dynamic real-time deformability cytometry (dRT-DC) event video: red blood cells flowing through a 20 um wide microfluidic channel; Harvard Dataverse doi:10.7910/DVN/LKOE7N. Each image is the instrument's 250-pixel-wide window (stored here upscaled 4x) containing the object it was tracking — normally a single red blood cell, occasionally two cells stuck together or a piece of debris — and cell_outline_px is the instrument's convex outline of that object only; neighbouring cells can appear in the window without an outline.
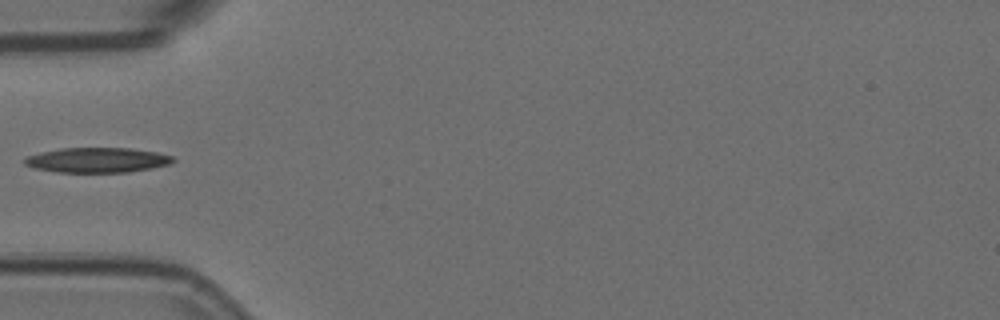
{"species": "Egyptian fruit bat (a non-hibernating species)", "species_latin": "Rousettus aegyptiacus", "temperature_condition": "room temperature", "stored_images_in_passage": 5, "camera_frame_rate_fps": 3000, "um_per_image_px": 0.085, "animal": {"sex": "female"}, "frame": {"image": 1, "passage_image": 5, "time_ms": 1.333, "image_size_px": [1000, 320], "cell_outline_px": [[176, 160], [168, 164], [152, 168], [128, 172], [56, 172], [32, 168], [24, 164], [24, 160], [28, 156], [40, 152], [60, 148], [132, 148], [156, 152], [172, 156]], "centroid_in_image_um": [8.24, 13.6], "position_along_channel_um": 76.8, "area_um2": 21.62}}